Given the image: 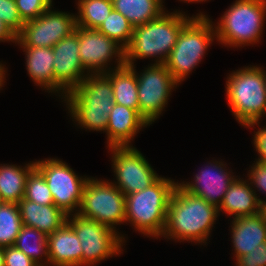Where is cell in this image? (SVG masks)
<instances>
[{"mask_svg":"<svg viewBox=\"0 0 266 266\" xmlns=\"http://www.w3.org/2000/svg\"><path fill=\"white\" fill-rule=\"evenodd\" d=\"M218 215L215 205L188 193L177 184L168 204L166 225L161 238L206 245Z\"/></svg>","mask_w":266,"mask_h":266,"instance_id":"1","label":"cell"},{"mask_svg":"<svg viewBox=\"0 0 266 266\" xmlns=\"http://www.w3.org/2000/svg\"><path fill=\"white\" fill-rule=\"evenodd\" d=\"M74 123L82 129L106 133L114 106V90L105 73L87 77L63 99Z\"/></svg>","mask_w":266,"mask_h":266,"instance_id":"2","label":"cell"},{"mask_svg":"<svg viewBox=\"0 0 266 266\" xmlns=\"http://www.w3.org/2000/svg\"><path fill=\"white\" fill-rule=\"evenodd\" d=\"M164 11L158 18L135 26L125 48V64L136 66V59L155 58L154 64H164L176 44L183 26L193 17L182 10Z\"/></svg>","mask_w":266,"mask_h":266,"instance_id":"3","label":"cell"},{"mask_svg":"<svg viewBox=\"0 0 266 266\" xmlns=\"http://www.w3.org/2000/svg\"><path fill=\"white\" fill-rule=\"evenodd\" d=\"M177 184L160 175L144 190L126 195L125 222L143 236L160 239L166 225L168 204Z\"/></svg>","mask_w":266,"mask_h":266,"instance_id":"4","label":"cell"},{"mask_svg":"<svg viewBox=\"0 0 266 266\" xmlns=\"http://www.w3.org/2000/svg\"><path fill=\"white\" fill-rule=\"evenodd\" d=\"M226 96L232 115L240 125L259 126L266 117L265 70L261 66L241 67L226 77Z\"/></svg>","mask_w":266,"mask_h":266,"instance_id":"5","label":"cell"},{"mask_svg":"<svg viewBox=\"0 0 266 266\" xmlns=\"http://www.w3.org/2000/svg\"><path fill=\"white\" fill-rule=\"evenodd\" d=\"M215 39L213 21L203 12L193 15L183 26L164 63L179 85L202 61Z\"/></svg>","mask_w":266,"mask_h":266,"instance_id":"6","label":"cell"},{"mask_svg":"<svg viewBox=\"0 0 266 266\" xmlns=\"http://www.w3.org/2000/svg\"><path fill=\"white\" fill-rule=\"evenodd\" d=\"M266 19V0H236L213 23L216 40L223 46L240 48L258 44Z\"/></svg>","mask_w":266,"mask_h":266,"instance_id":"7","label":"cell"},{"mask_svg":"<svg viewBox=\"0 0 266 266\" xmlns=\"http://www.w3.org/2000/svg\"><path fill=\"white\" fill-rule=\"evenodd\" d=\"M67 223L80 240L82 266H95L109 257L123 253L126 242L124 234L79 214L68 215Z\"/></svg>","mask_w":266,"mask_h":266,"instance_id":"8","label":"cell"},{"mask_svg":"<svg viewBox=\"0 0 266 266\" xmlns=\"http://www.w3.org/2000/svg\"><path fill=\"white\" fill-rule=\"evenodd\" d=\"M77 214L118 232L115 226L125 223V195L109 180L91 177L84 187Z\"/></svg>","mask_w":266,"mask_h":266,"instance_id":"9","label":"cell"},{"mask_svg":"<svg viewBox=\"0 0 266 266\" xmlns=\"http://www.w3.org/2000/svg\"><path fill=\"white\" fill-rule=\"evenodd\" d=\"M35 168L43 175L53 197L54 205L67 215L77 214L82 203L88 176H78L71 166L57 158L35 160Z\"/></svg>","mask_w":266,"mask_h":266,"instance_id":"10","label":"cell"},{"mask_svg":"<svg viewBox=\"0 0 266 266\" xmlns=\"http://www.w3.org/2000/svg\"><path fill=\"white\" fill-rule=\"evenodd\" d=\"M135 68L134 65L138 81L139 114L151 125L163 113L172 90L179 84L164 64L150 63L140 74Z\"/></svg>","mask_w":266,"mask_h":266,"instance_id":"11","label":"cell"},{"mask_svg":"<svg viewBox=\"0 0 266 266\" xmlns=\"http://www.w3.org/2000/svg\"><path fill=\"white\" fill-rule=\"evenodd\" d=\"M115 181H110L126 196L144 190L160 176L145 156L133 146L109 147Z\"/></svg>","mask_w":266,"mask_h":266,"instance_id":"12","label":"cell"},{"mask_svg":"<svg viewBox=\"0 0 266 266\" xmlns=\"http://www.w3.org/2000/svg\"><path fill=\"white\" fill-rule=\"evenodd\" d=\"M76 26V14L53 11L51 6L38 18L24 23L16 43L20 47H53Z\"/></svg>","mask_w":266,"mask_h":266,"instance_id":"13","label":"cell"},{"mask_svg":"<svg viewBox=\"0 0 266 266\" xmlns=\"http://www.w3.org/2000/svg\"><path fill=\"white\" fill-rule=\"evenodd\" d=\"M79 55L89 74L107 73L125 65V49L98 29L79 27ZM113 57L116 66L112 68Z\"/></svg>","mask_w":266,"mask_h":266,"instance_id":"14","label":"cell"},{"mask_svg":"<svg viewBox=\"0 0 266 266\" xmlns=\"http://www.w3.org/2000/svg\"><path fill=\"white\" fill-rule=\"evenodd\" d=\"M223 162L220 160L208 161V164L194 175L191 182L181 181L178 184L188 193L203 198L218 208L230 184L238 177L233 175L231 169L228 171L227 163Z\"/></svg>","mask_w":266,"mask_h":266,"instance_id":"15","label":"cell"},{"mask_svg":"<svg viewBox=\"0 0 266 266\" xmlns=\"http://www.w3.org/2000/svg\"><path fill=\"white\" fill-rule=\"evenodd\" d=\"M53 71L55 81L68 93L89 74L79 55V26L53 47Z\"/></svg>","mask_w":266,"mask_h":266,"instance_id":"16","label":"cell"},{"mask_svg":"<svg viewBox=\"0 0 266 266\" xmlns=\"http://www.w3.org/2000/svg\"><path fill=\"white\" fill-rule=\"evenodd\" d=\"M150 126L134 109L114 103L106 127L107 147L133 146L139 130Z\"/></svg>","mask_w":266,"mask_h":266,"instance_id":"17","label":"cell"},{"mask_svg":"<svg viewBox=\"0 0 266 266\" xmlns=\"http://www.w3.org/2000/svg\"><path fill=\"white\" fill-rule=\"evenodd\" d=\"M25 52V64L28 75L34 84L47 92L62 96L67 92L55 81L53 71L54 53L52 47H20ZM60 94V95H59Z\"/></svg>","mask_w":266,"mask_h":266,"instance_id":"18","label":"cell"},{"mask_svg":"<svg viewBox=\"0 0 266 266\" xmlns=\"http://www.w3.org/2000/svg\"><path fill=\"white\" fill-rule=\"evenodd\" d=\"M257 195L248 180L236 177L218 207L219 216L222 211L227 215H233V219L260 213L264 200Z\"/></svg>","mask_w":266,"mask_h":266,"instance_id":"19","label":"cell"},{"mask_svg":"<svg viewBox=\"0 0 266 266\" xmlns=\"http://www.w3.org/2000/svg\"><path fill=\"white\" fill-rule=\"evenodd\" d=\"M231 220V242L233 243L235 260L266 241V223L261 212Z\"/></svg>","mask_w":266,"mask_h":266,"instance_id":"20","label":"cell"},{"mask_svg":"<svg viewBox=\"0 0 266 266\" xmlns=\"http://www.w3.org/2000/svg\"><path fill=\"white\" fill-rule=\"evenodd\" d=\"M49 249L48 265L82 266V248L75 231L66 222L47 236Z\"/></svg>","mask_w":266,"mask_h":266,"instance_id":"21","label":"cell"},{"mask_svg":"<svg viewBox=\"0 0 266 266\" xmlns=\"http://www.w3.org/2000/svg\"><path fill=\"white\" fill-rule=\"evenodd\" d=\"M22 224L38 229L46 236L62 227L68 215L55 205H41L22 198L18 202Z\"/></svg>","mask_w":266,"mask_h":266,"instance_id":"22","label":"cell"},{"mask_svg":"<svg viewBox=\"0 0 266 266\" xmlns=\"http://www.w3.org/2000/svg\"><path fill=\"white\" fill-rule=\"evenodd\" d=\"M35 168V162L18 166L0 164V197L2 202L18 204L24 198L26 180Z\"/></svg>","mask_w":266,"mask_h":266,"instance_id":"23","label":"cell"},{"mask_svg":"<svg viewBox=\"0 0 266 266\" xmlns=\"http://www.w3.org/2000/svg\"><path fill=\"white\" fill-rule=\"evenodd\" d=\"M112 83L114 103L136 110L139 113L138 81L134 66L123 65L105 73Z\"/></svg>","mask_w":266,"mask_h":266,"instance_id":"24","label":"cell"},{"mask_svg":"<svg viewBox=\"0 0 266 266\" xmlns=\"http://www.w3.org/2000/svg\"><path fill=\"white\" fill-rule=\"evenodd\" d=\"M113 9L135 27L158 18L166 8L164 0H112Z\"/></svg>","mask_w":266,"mask_h":266,"instance_id":"25","label":"cell"},{"mask_svg":"<svg viewBox=\"0 0 266 266\" xmlns=\"http://www.w3.org/2000/svg\"><path fill=\"white\" fill-rule=\"evenodd\" d=\"M14 246L39 266H48L49 249L47 236L38 229L22 225Z\"/></svg>","mask_w":266,"mask_h":266,"instance_id":"26","label":"cell"},{"mask_svg":"<svg viewBox=\"0 0 266 266\" xmlns=\"http://www.w3.org/2000/svg\"><path fill=\"white\" fill-rule=\"evenodd\" d=\"M76 5V24L88 29H98L113 10L112 0H78Z\"/></svg>","mask_w":266,"mask_h":266,"instance_id":"27","label":"cell"},{"mask_svg":"<svg viewBox=\"0 0 266 266\" xmlns=\"http://www.w3.org/2000/svg\"><path fill=\"white\" fill-rule=\"evenodd\" d=\"M18 204L0 203V247L14 246L22 227Z\"/></svg>","mask_w":266,"mask_h":266,"instance_id":"28","label":"cell"},{"mask_svg":"<svg viewBox=\"0 0 266 266\" xmlns=\"http://www.w3.org/2000/svg\"><path fill=\"white\" fill-rule=\"evenodd\" d=\"M134 26L116 10H112L110 15L98 27V30L116 41L124 49L129 45Z\"/></svg>","mask_w":266,"mask_h":266,"instance_id":"29","label":"cell"},{"mask_svg":"<svg viewBox=\"0 0 266 266\" xmlns=\"http://www.w3.org/2000/svg\"><path fill=\"white\" fill-rule=\"evenodd\" d=\"M24 199L41 205H54L52 193L43 175L34 168L26 180Z\"/></svg>","mask_w":266,"mask_h":266,"instance_id":"30","label":"cell"},{"mask_svg":"<svg viewBox=\"0 0 266 266\" xmlns=\"http://www.w3.org/2000/svg\"><path fill=\"white\" fill-rule=\"evenodd\" d=\"M52 2L53 0H15L19 16L24 23L38 18L53 6Z\"/></svg>","mask_w":266,"mask_h":266,"instance_id":"31","label":"cell"},{"mask_svg":"<svg viewBox=\"0 0 266 266\" xmlns=\"http://www.w3.org/2000/svg\"><path fill=\"white\" fill-rule=\"evenodd\" d=\"M0 19L18 36L24 22L19 16L15 0H0Z\"/></svg>","mask_w":266,"mask_h":266,"instance_id":"32","label":"cell"},{"mask_svg":"<svg viewBox=\"0 0 266 266\" xmlns=\"http://www.w3.org/2000/svg\"><path fill=\"white\" fill-rule=\"evenodd\" d=\"M256 161V162H255ZM248 170L247 177L254 192L265 193L266 197V163L255 160ZM257 190V191H256ZM266 202V199L264 200Z\"/></svg>","mask_w":266,"mask_h":266,"instance_id":"33","label":"cell"},{"mask_svg":"<svg viewBox=\"0 0 266 266\" xmlns=\"http://www.w3.org/2000/svg\"><path fill=\"white\" fill-rule=\"evenodd\" d=\"M235 264L236 266H266V241L257 245L248 254L238 257Z\"/></svg>","mask_w":266,"mask_h":266,"instance_id":"34","label":"cell"},{"mask_svg":"<svg viewBox=\"0 0 266 266\" xmlns=\"http://www.w3.org/2000/svg\"><path fill=\"white\" fill-rule=\"evenodd\" d=\"M4 266H39L15 246L4 247Z\"/></svg>","mask_w":266,"mask_h":266,"instance_id":"35","label":"cell"},{"mask_svg":"<svg viewBox=\"0 0 266 266\" xmlns=\"http://www.w3.org/2000/svg\"><path fill=\"white\" fill-rule=\"evenodd\" d=\"M257 129V132L254 131L252 142L259 156L256 160L266 163V127L263 126V128L260 127Z\"/></svg>","mask_w":266,"mask_h":266,"instance_id":"36","label":"cell"},{"mask_svg":"<svg viewBox=\"0 0 266 266\" xmlns=\"http://www.w3.org/2000/svg\"><path fill=\"white\" fill-rule=\"evenodd\" d=\"M6 41L16 44L17 35L0 19V42Z\"/></svg>","mask_w":266,"mask_h":266,"instance_id":"37","label":"cell"},{"mask_svg":"<svg viewBox=\"0 0 266 266\" xmlns=\"http://www.w3.org/2000/svg\"><path fill=\"white\" fill-rule=\"evenodd\" d=\"M4 66L5 65L0 62V89H2L4 83L6 82L5 79L7 70L5 69L7 68H5Z\"/></svg>","mask_w":266,"mask_h":266,"instance_id":"38","label":"cell"},{"mask_svg":"<svg viewBox=\"0 0 266 266\" xmlns=\"http://www.w3.org/2000/svg\"><path fill=\"white\" fill-rule=\"evenodd\" d=\"M0 266H4V247H0Z\"/></svg>","mask_w":266,"mask_h":266,"instance_id":"39","label":"cell"},{"mask_svg":"<svg viewBox=\"0 0 266 266\" xmlns=\"http://www.w3.org/2000/svg\"><path fill=\"white\" fill-rule=\"evenodd\" d=\"M261 213L263 214L266 223V202L261 204Z\"/></svg>","mask_w":266,"mask_h":266,"instance_id":"40","label":"cell"},{"mask_svg":"<svg viewBox=\"0 0 266 266\" xmlns=\"http://www.w3.org/2000/svg\"><path fill=\"white\" fill-rule=\"evenodd\" d=\"M179 1H184V2H187V3H188V2H189V3H192V2H193V3H194V2H195V3H196V2L199 3V2L209 1V0H179Z\"/></svg>","mask_w":266,"mask_h":266,"instance_id":"41","label":"cell"}]
</instances>
